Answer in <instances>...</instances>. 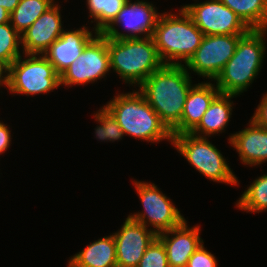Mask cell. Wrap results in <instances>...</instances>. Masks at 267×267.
<instances>
[{
    "instance_id": "1",
    "label": "cell",
    "mask_w": 267,
    "mask_h": 267,
    "mask_svg": "<svg viewBox=\"0 0 267 267\" xmlns=\"http://www.w3.org/2000/svg\"><path fill=\"white\" fill-rule=\"evenodd\" d=\"M191 76L184 64H164L140 86L139 92L172 132L181 121Z\"/></svg>"
},
{
    "instance_id": "2",
    "label": "cell",
    "mask_w": 267,
    "mask_h": 267,
    "mask_svg": "<svg viewBox=\"0 0 267 267\" xmlns=\"http://www.w3.org/2000/svg\"><path fill=\"white\" fill-rule=\"evenodd\" d=\"M267 29H250L237 44L235 53L216 77L220 93L238 95L246 91L261 71Z\"/></svg>"
},
{
    "instance_id": "3",
    "label": "cell",
    "mask_w": 267,
    "mask_h": 267,
    "mask_svg": "<svg viewBox=\"0 0 267 267\" xmlns=\"http://www.w3.org/2000/svg\"><path fill=\"white\" fill-rule=\"evenodd\" d=\"M105 107L116 118L124 135L152 143L165 139L172 143V132L139 91L118 94Z\"/></svg>"
},
{
    "instance_id": "4",
    "label": "cell",
    "mask_w": 267,
    "mask_h": 267,
    "mask_svg": "<svg viewBox=\"0 0 267 267\" xmlns=\"http://www.w3.org/2000/svg\"><path fill=\"white\" fill-rule=\"evenodd\" d=\"M179 12V15L161 13L152 35L164 64L181 65V61L186 63L201 45L204 37L183 7Z\"/></svg>"
},
{
    "instance_id": "5",
    "label": "cell",
    "mask_w": 267,
    "mask_h": 267,
    "mask_svg": "<svg viewBox=\"0 0 267 267\" xmlns=\"http://www.w3.org/2000/svg\"><path fill=\"white\" fill-rule=\"evenodd\" d=\"M107 48L110 69L131 85L136 84L139 87L164 65L152 37L121 40L107 38Z\"/></svg>"
},
{
    "instance_id": "6",
    "label": "cell",
    "mask_w": 267,
    "mask_h": 267,
    "mask_svg": "<svg viewBox=\"0 0 267 267\" xmlns=\"http://www.w3.org/2000/svg\"><path fill=\"white\" fill-rule=\"evenodd\" d=\"M172 144L180 155L213 182L237 185L238 179L233 174L226 159L218 149L207 140L191 133L173 135Z\"/></svg>"
},
{
    "instance_id": "7",
    "label": "cell",
    "mask_w": 267,
    "mask_h": 267,
    "mask_svg": "<svg viewBox=\"0 0 267 267\" xmlns=\"http://www.w3.org/2000/svg\"><path fill=\"white\" fill-rule=\"evenodd\" d=\"M24 55L26 59L20 56L10 65V92L29 96L48 93L60 86V75L43 54Z\"/></svg>"
},
{
    "instance_id": "8",
    "label": "cell",
    "mask_w": 267,
    "mask_h": 267,
    "mask_svg": "<svg viewBox=\"0 0 267 267\" xmlns=\"http://www.w3.org/2000/svg\"><path fill=\"white\" fill-rule=\"evenodd\" d=\"M134 185L144 210L128 215L131 219L147 228L150 225L156 234L177 227L185 220L170 198L165 196L154 183L134 181Z\"/></svg>"
},
{
    "instance_id": "9",
    "label": "cell",
    "mask_w": 267,
    "mask_h": 267,
    "mask_svg": "<svg viewBox=\"0 0 267 267\" xmlns=\"http://www.w3.org/2000/svg\"><path fill=\"white\" fill-rule=\"evenodd\" d=\"M245 34L204 35L201 45L185 63L186 70L215 81L235 53L239 39ZM189 68V69H188Z\"/></svg>"
},
{
    "instance_id": "10",
    "label": "cell",
    "mask_w": 267,
    "mask_h": 267,
    "mask_svg": "<svg viewBox=\"0 0 267 267\" xmlns=\"http://www.w3.org/2000/svg\"><path fill=\"white\" fill-rule=\"evenodd\" d=\"M110 71L107 37L95 33L81 55L60 75V85L71 86L93 83Z\"/></svg>"
},
{
    "instance_id": "11",
    "label": "cell",
    "mask_w": 267,
    "mask_h": 267,
    "mask_svg": "<svg viewBox=\"0 0 267 267\" xmlns=\"http://www.w3.org/2000/svg\"><path fill=\"white\" fill-rule=\"evenodd\" d=\"M204 35L246 34L250 29L220 0L183 6Z\"/></svg>"
},
{
    "instance_id": "12",
    "label": "cell",
    "mask_w": 267,
    "mask_h": 267,
    "mask_svg": "<svg viewBox=\"0 0 267 267\" xmlns=\"http://www.w3.org/2000/svg\"><path fill=\"white\" fill-rule=\"evenodd\" d=\"M159 17L153 4L139 0L132 3L128 0L114 21L101 34L113 40L152 37ZM117 25H123L129 33L119 32L115 27Z\"/></svg>"
},
{
    "instance_id": "13",
    "label": "cell",
    "mask_w": 267,
    "mask_h": 267,
    "mask_svg": "<svg viewBox=\"0 0 267 267\" xmlns=\"http://www.w3.org/2000/svg\"><path fill=\"white\" fill-rule=\"evenodd\" d=\"M116 244L117 267H137L157 234L129 216L121 229L113 234Z\"/></svg>"
},
{
    "instance_id": "14",
    "label": "cell",
    "mask_w": 267,
    "mask_h": 267,
    "mask_svg": "<svg viewBox=\"0 0 267 267\" xmlns=\"http://www.w3.org/2000/svg\"><path fill=\"white\" fill-rule=\"evenodd\" d=\"M60 6L54 4L21 34L23 54H44L62 34Z\"/></svg>"
},
{
    "instance_id": "15",
    "label": "cell",
    "mask_w": 267,
    "mask_h": 267,
    "mask_svg": "<svg viewBox=\"0 0 267 267\" xmlns=\"http://www.w3.org/2000/svg\"><path fill=\"white\" fill-rule=\"evenodd\" d=\"M200 231L199 226L190 228L184 220L179 226L157 234L166 249L169 267H186L189 258L203 243Z\"/></svg>"
},
{
    "instance_id": "16",
    "label": "cell",
    "mask_w": 267,
    "mask_h": 267,
    "mask_svg": "<svg viewBox=\"0 0 267 267\" xmlns=\"http://www.w3.org/2000/svg\"><path fill=\"white\" fill-rule=\"evenodd\" d=\"M91 32L85 26L74 31L63 30L61 36L44 52L43 55L59 75L68 69L95 37Z\"/></svg>"
},
{
    "instance_id": "17",
    "label": "cell",
    "mask_w": 267,
    "mask_h": 267,
    "mask_svg": "<svg viewBox=\"0 0 267 267\" xmlns=\"http://www.w3.org/2000/svg\"><path fill=\"white\" fill-rule=\"evenodd\" d=\"M219 93V89L210 81L194 85L186 98L180 124L172 131V136L190 133Z\"/></svg>"
},
{
    "instance_id": "18",
    "label": "cell",
    "mask_w": 267,
    "mask_h": 267,
    "mask_svg": "<svg viewBox=\"0 0 267 267\" xmlns=\"http://www.w3.org/2000/svg\"><path fill=\"white\" fill-rule=\"evenodd\" d=\"M249 127L232 134L229 143L239 153L242 163L255 166L267 161V129L249 121Z\"/></svg>"
},
{
    "instance_id": "19",
    "label": "cell",
    "mask_w": 267,
    "mask_h": 267,
    "mask_svg": "<svg viewBox=\"0 0 267 267\" xmlns=\"http://www.w3.org/2000/svg\"><path fill=\"white\" fill-rule=\"evenodd\" d=\"M234 96L237 97L233 94L219 93L211 102L199 124L190 133L198 137H209L222 132L230 121L233 108L231 99Z\"/></svg>"
},
{
    "instance_id": "20",
    "label": "cell",
    "mask_w": 267,
    "mask_h": 267,
    "mask_svg": "<svg viewBox=\"0 0 267 267\" xmlns=\"http://www.w3.org/2000/svg\"><path fill=\"white\" fill-rule=\"evenodd\" d=\"M68 267H117L113 234L88 244L84 250L72 256Z\"/></svg>"
},
{
    "instance_id": "21",
    "label": "cell",
    "mask_w": 267,
    "mask_h": 267,
    "mask_svg": "<svg viewBox=\"0 0 267 267\" xmlns=\"http://www.w3.org/2000/svg\"><path fill=\"white\" fill-rule=\"evenodd\" d=\"M249 29H267V0H220Z\"/></svg>"
},
{
    "instance_id": "22",
    "label": "cell",
    "mask_w": 267,
    "mask_h": 267,
    "mask_svg": "<svg viewBox=\"0 0 267 267\" xmlns=\"http://www.w3.org/2000/svg\"><path fill=\"white\" fill-rule=\"evenodd\" d=\"M53 5L54 0H20L10 14V23L21 35Z\"/></svg>"
},
{
    "instance_id": "23",
    "label": "cell",
    "mask_w": 267,
    "mask_h": 267,
    "mask_svg": "<svg viewBox=\"0 0 267 267\" xmlns=\"http://www.w3.org/2000/svg\"><path fill=\"white\" fill-rule=\"evenodd\" d=\"M128 0H87L90 18L96 25L94 33H102L116 18Z\"/></svg>"
},
{
    "instance_id": "24",
    "label": "cell",
    "mask_w": 267,
    "mask_h": 267,
    "mask_svg": "<svg viewBox=\"0 0 267 267\" xmlns=\"http://www.w3.org/2000/svg\"><path fill=\"white\" fill-rule=\"evenodd\" d=\"M246 212H261L267 209V174L256 178L244 191L236 205Z\"/></svg>"
},
{
    "instance_id": "25",
    "label": "cell",
    "mask_w": 267,
    "mask_h": 267,
    "mask_svg": "<svg viewBox=\"0 0 267 267\" xmlns=\"http://www.w3.org/2000/svg\"><path fill=\"white\" fill-rule=\"evenodd\" d=\"M21 35L11 23L0 24V60L11 65L21 56Z\"/></svg>"
},
{
    "instance_id": "26",
    "label": "cell",
    "mask_w": 267,
    "mask_h": 267,
    "mask_svg": "<svg viewBox=\"0 0 267 267\" xmlns=\"http://www.w3.org/2000/svg\"><path fill=\"white\" fill-rule=\"evenodd\" d=\"M94 116L96 121L100 123L95 129V134L98 139L114 142L120 140L124 136V132L116 118L105 106H102L101 110L99 109Z\"/></svg>"
},
{
    "instance_id": "27",
    "label": "cell",
    "mask_w": 267,
    "mask_h": 267,
    "mask_svg": "<svg viewBox=\"0 0 267 267\" xmlns=\"http://www.w3.org/2000/svg\"><path fill=\"white\" fill-rule=\"evenodd\" d=\"M137 267H169L166 249L158 237L149 245Z\"/></svg>"
},
{
    "instance_id": "28",
    "label": "cell",
    "mask_w": 267,
    "mask_h": 267,
    "mask_svg": "<svg viewBox=\"0 0 267 267\" xmlns=\"http://www.w3.org/2000/svg\"><path fill=\"white\" fill-rule=\"evenodd\" d=\"M186 267H217V261L202 243L189 258Z\"/></svg>"
},
{
    "instance_id": "29",
    "label": "cell",
    "mask_w": 267,
    "mask_h": 267,
    "mask_svg": "<svg viewBox=\"0 0 267 267\" xmlns=\"http://www.w3.org/2000/svg\"><path fill=\"white\" fill-rule=\"evenodd\" d=\"M251 120L257 125L267 129V93L263 95Z\"/></svg>"
},
{
    "instance_id": "30",
    "label": "cell",
    "mask_w": 267,
    "mask_h": 267,
    "mask_svg": "<svg viewBox=\"0 0 267 267\" xmlns=\"http://www.w3.org/2000/svg\"><path fill=\"white\" fill-rule=\"evenodd\" d=\"M11 131H9L8 126L0 122V154L5 153L7 148H9L11 143Z\"/></svg>"
},
{
    "instance_id": "31",
    "label": "cell",
    "mask_w": 267,
    "mask_h": 267,
    "mask_svg": "<svg viewBox=\"0 0 267 267\" xmlns=\"http://www.w3.org/2000/svg\"><path fill=\"white\" fill-rule=\"evenodd\" d=\"M3 73L7 75H3ZM9 73L10 65L0 60V86L5 85V87L9 88Z\"/></svg>"
},
{
    "instance_id": "32",
    "label": "cell",
    "mask_w": 267,
    "mask_h": 267,
    "mask_svg": "<svg viewBox=\"0 0 267 267\" xmlns=\"http://www.w3.org/2000/svg\"><path fill=\"white\" fill-rule=\"evenodd\" d=\"M20 0H0V6L4 7L9 13H12Z\"/></svg>"
},
{
    "instance_id": "33",
    "label": "cell",
    "mask_w": 267,
    "mask_h": 267,
    "mask_svg": "<svg viewBox=\"0 0 267 267\" xmlns=\"http://www.w3.org/2000/svg\"><path fill=\"white\" fill-rule=\"evenodd\" d=\"M10 14L4 7L0 6V24L9 23Z\"/></svg>"
}]
</instances>
